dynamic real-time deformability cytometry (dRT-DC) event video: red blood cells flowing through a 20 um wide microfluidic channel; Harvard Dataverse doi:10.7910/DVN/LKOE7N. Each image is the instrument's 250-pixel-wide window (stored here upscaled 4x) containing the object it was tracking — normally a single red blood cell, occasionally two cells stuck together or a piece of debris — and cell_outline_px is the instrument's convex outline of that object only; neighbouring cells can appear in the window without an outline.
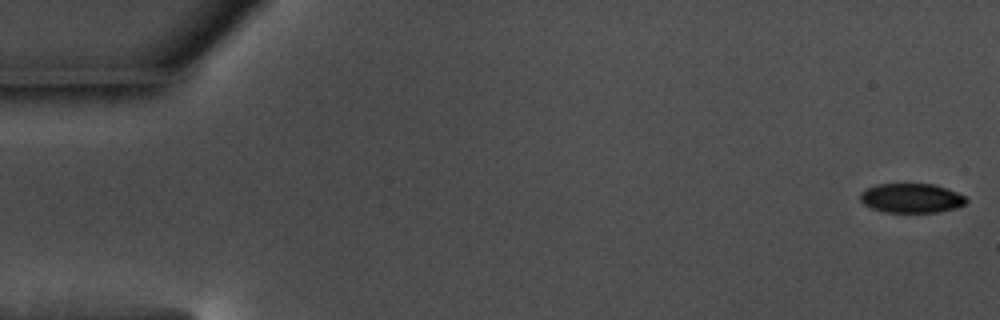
{"species": "common noctule bat (a hibernating species)", "species_latin": "Nyctalus noctula", "temperature_condition": "warm", "stored_images_in_passage": 57, "camera_frame_rate_fps": 3000, "um_per_image_px": 0.085, "animal": {"sex": "male", "body_mass_g": 17.5, "forearm_length_mm": 52.3}, "frame": {"image": 1, "passage_image": 1, "time_ms": 0.0, "image_size_px": [1000, 320], "cell_outline_px": [[968, 200], [964, 204], [956, 208], [940, 212], [884, 212], [868, 208], [860, 200], [860, 192], [876, 184], [936, 184], [956, 192], [964, 196]], "centroid_in_image_um": [77.45, 16.84], "position_along_channel_um": 7.6, "area_um2": 18.26}}
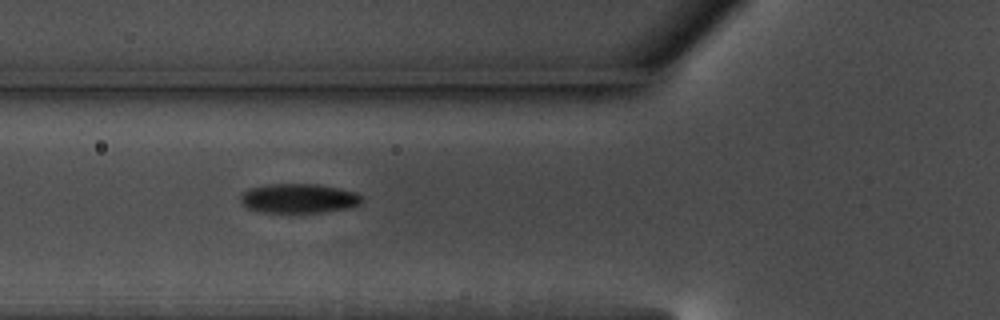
{"frame": {"image": 2, "passage_image": 21, "time_ms": 6.667, "image_size_px": [1000, 320], "cell_outline_px": [[364, 200], [360, 204], [348, 208], [324, 212], [260, 212], [248, 208], [240, 200], [240, 196], [248, 188], [268, 184], [320, 184], [340, 188], [356, 192]], "centroid_in_image_um": [25.41, 16.85], "position_along_channel_um": 100.4, "area_um2": 20.87}}
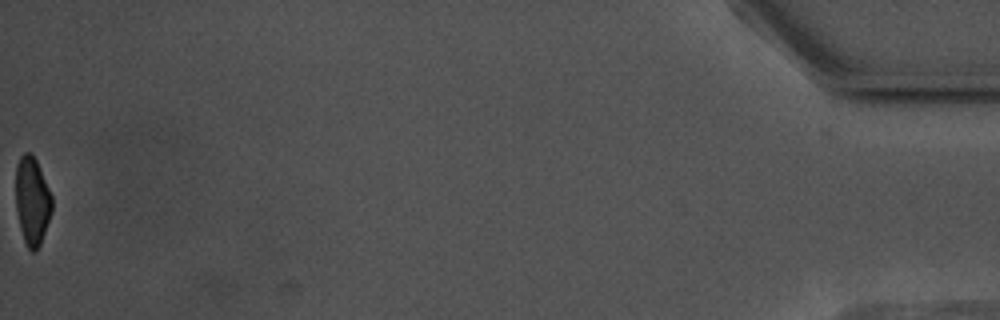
{"frame": {"image": 3, "passage_image": 57, "time_ms": 18.667, "image_size_px": [1000, 320], "cell_outline_px": [[52, 212], [40, 244], [36, 252], [32, 252], [28, 248], [24, 240], [20, 228], [16, 208], [16, 164], [20, 156], [24, 152], [28, 152], [36, 160], [52, 196]], "centroid_in_image_um": [2.73, 17.09], "position_along_channel_um": 432.5, "area_um2": 18.5}, "authors_computed_cell_mechanics": {"area_um2": 20.519, "velocity_mm_per_s": 3.6277, "shape_relaxation_time_tau1_ms": 3.4133, "shape_relaxation_time_tau2_ms": 2.82, "deformation_change_tau1": 0.127, "deformation_change_tau2": 0.0805}}